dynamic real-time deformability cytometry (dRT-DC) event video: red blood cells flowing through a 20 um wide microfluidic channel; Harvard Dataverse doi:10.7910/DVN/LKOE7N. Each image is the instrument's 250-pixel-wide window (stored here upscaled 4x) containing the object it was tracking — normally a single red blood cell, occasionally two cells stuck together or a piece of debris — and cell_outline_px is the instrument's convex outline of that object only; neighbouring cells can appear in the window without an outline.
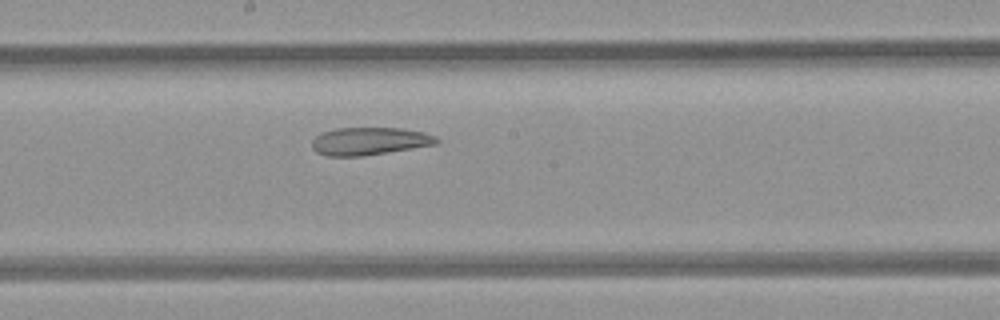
{"species": "common noctule bat (a hibernating species)", "species_latin": "Nyctalus noctula", "temperature_condition": "room temperature", "stored_images_in_passage": 10, "camera_frame_rate_fps": 3000, "um_per_image_px": 0.085, "animal": {"sex": "female", "body_mass_g": 21.9}, "frame": {"image": 1, "passage_image": 10, "time_ms": 11.0, "image_size_px": [1000, 320], "cell_outline_px": [[440, 140], [436, 144], [412, 148], [360, 156], [328, 156], [316, 152], [312, 148], [312, 140], [316, 136], [324, 132], [336, 128], [400, 128], [424, 132], [436, 136]], "centroid_in_image_um": [31.4, 11.99], "position_along_channel_um": 216.8, "area_um2": 19.94}}